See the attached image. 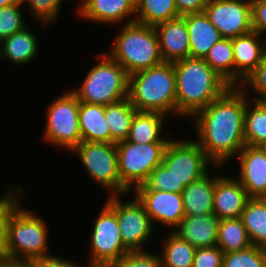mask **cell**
<instances>
[{"label":"cell","mask_w":266,"mask_h":267,"mask_svg":"<svg viewBox=\"0 0 266 267\" xmlns=\"http://www.w3.org/2000/svg\"><path fill=\"white\" fill-rule=\"evenodd\" d=\"M133 192L144 206L154 227L159 222L162 226H170L168 230L171 228L172 231L185 217L182 193L159 190H133L132 194Z\"/></svg>","instance_id":"obj_14"},{"label":"cell","mask_w":266,"mask_h":267,"mask_svg":"<svg viewBox=\"0 0 266 267\" xmlns=\"http://www.w3.org/2000/svg\"><path fill=\"white\" fill-rule=\"evenodd\" d=\"M214 175V215L219 219L238 218L249 196L235 176Z\"/></svg>","instance_id":"obj_18"},{"label":"cell","mask_w":266,"mask_h":267,"mask_svg":"<svg viewBox=\"0 0 266 267\" xmlns=\"http://www.w3.org/2000/svg\"><path fill=\"white\" fill-rule=\"evenodd\" d=\"M96 65L87 72L80 87L69 88L79 102L108 105L128 97L129 74L107 52L95 56Z\"/></svg>","instance_id":"obj_5"},{"label":"cell","mask_w":266,"mask_h":267,"mask_svg":"<svg viewBox=\"0 0 266 267\" xmlns=\"http://www.w3.org/2000/svg\"><path fill=\"white\" fill-rule=\"evenodd\" d=\"M79 126L82 142L111 143L105 105L79 102Z\"/></svg>","instance_id":"obj_25"},{"label":"cell","mask_w":266,"mask_h":267,"mask_svg":"<svg viewBox=\"0 0 266 267\" xmlns=\"http://www.w3.org/2000/svg\"><path fill=\"white\" fill-rule=\"evenodd\" d=\"M204 12L224 38L253 31L251 0H207Z\"/></svg>","instance_id":"obj_13"},{"label":"cell","mask_w":266,"mask_h":267,"mask_svg":"<svg viewBox=\"0 0 266 267\" xmlns=\"http://www.w3.org/2000/svg\"><path fill=\"white\" fill-rule=\"evenodd\" d=\"M43 140L57 149L71 152L82 142L79 126V100L69 89L46 108Z\"/></svg>","instance_id":"obj_7"},{"label":"cell","mask_w":266,"mask_h":267,"mask_svg":"<svg viewBox=\"0 0 266 267\" xmlns=\"http://www.w3.org/2000/svg\"><path fill=\"white\" fill-rule=\"evenodd\" d=\"M162 164L171 171L175 177L176 193H182L185 186L199 180L209 171V168H216L206 155L204 150L195 140L171 139L165 149ZM212 165V166H211Z\"/></svg>","instance_id":"obj_9"},{"label":"cell","mask_w":266,"mask_h":267,"mask_svg":"<svg viewBox=\"0 0 266 267\" xmlns=\"http://www.w3.org/2000/svg\"><path fill=\"white\" fill-rule=\"evenodd\" d=\"M224 252L218 246L196 248L193 267H222Z\"/></svg>","instance_id":"obj_40"},{"label":"cell","mask_w":266,"mask_h":267,"mask_svg":"<svg viewBox=\"0 0 266 267\" xmlns=\"http://www.w3.org/2000/svg\"><path fill=\"white\" fill-rule=\"evenodd\" d=\"M253 31L266 35V0H251Z\"/></svg>","instance_id":"obj_41"},{"label":"cell","mask_w":266,"mask_h":267,"mask_svg":"<svg viewBox=\"0 0 266 267\" xmlns=\"http://www.w3.org/2000/svg\"><path fill=\"white\" fill-rule=\"evenodd\" d=\"M176 76L177 117L191 119L229 87L204 60L187 57L173 62Z\"/></svg>","instance_id":"obj_2"},{"label":"cell","mask_w":266,"mask_h":267,"mask_svg":"<svg viewBox=\"0 0 266 267\" xmlns=\"http://www.w3.org/2000/svg\"><path fill=\"white\" fill-rule=\"evenodd\" d=\"M252 245L240 217L220 219L217 245L224 254L244 250Z\"/></svg>","instance_id":"obj_28"},{"label":"cell","mask_w":266,"mask_h":267,"mask_svg":"<svg viewBox=\"0 0 266 267\" xmlns=\"http://www.w3.org/2000/svg\"><path fill=\"white\" fill-rule=\"evenodd\" d=\"M219 223L214 214L185 215L172 232L195 248L212 247L217 245Z\"/></svg>","instance_id":"obj_20"},{"label":"cell","mask_w":266,"mask_h":267,"mask_svg":"<svg viewBox=\"0 0 266 267\" xmlns=\"http://www.w3.org/2000/svg\"><path fill=\"white\" fill-rule=\"evenodd\" d=\"M88 267V266H87ZM89 267H110L109 265L107 266H89Z\"/></svg>","instance_id":"obj_47"},{"label":"cell","mask_w":266,"mask_h":267,"mask_svg":"<svg viewBox=\"0 0 266 267\" xmlns=\"http://www.w3.org/2000/svg\"><path fill=\"white\" fill-rule=\"evenodd\" d=\"M20 205L8 226L7 258L23 264L52 256L49 253V229L43 217Z\"/></svg>","instance_id":"obj_6"},{"label":"cell","mask_w":266,"mask_h":267,"mask_svg":"<svg viewBox=\"0 0 266 267\" xmlns=\"http://www.w3.org/2000/svg\"><path fill=\"white\" fill-rule=\"evenodd\" d=\"M160 54L164 62L190 57L189 35L184 16L156 25Z\"/></svg>","instance_id":"obj_19"},{"label":"cell","mask_w":266,"mask_h":267,"mask_svg":"<svg viewBox=\"0 0 266 267\" xmlns=\"http://www.w3.org/2000/svg\"><path fill=\"white\" fill-rule=\"evenodd\" d=\"M167 144H140L128 140L116 143L120 180L130 192L143 185L151 172L162 163Z\"/></svg>","instance_id":"obj_10"},{"label":"cell","mask_w":266,"mask_h":267,"mask_svg":"<svg viewBox=\"0 0 266 267\" xmlns=\"http://www.w3.org/2000/svg\"><path fill=\"white\" fill-rule=\"evenodd\" d=\"M25 267H82L80 263L52 255L25 264Z\"/></svg>","instance_id":"obj_42"},{"label":"cell","mask_w":266,"mask_h":267,"mask_svg":"<svg viewBox=\"0 0 266 267\" xmlns=\"http://www.w3.org/2000/svg\"><path fill=\"white\" fill-rule=\"evenodd\" d=\"M28 28L27 25L0 41V59L12 61L16 66L27 65L35 60L39 50L38 39L35 32Z\"/></svg>","instance_id":"obj_22"},{"label":"cell","mask_w":266,"mask_h":267,"mask_svg":"<svg viewBox=\"0 0 266 267\" xmlns=\"http://www.w3.org/2000/svg\"><path fill=\"white\" fill-rule=\"evenodd\" d=\"M167 234L159 251L162 267H193L196 248L170 230Z\"/></svg>","instance_id":"obj_31"},{"label":"cell","mask_w":266,"mask_h":267,"mask_svg":"<svg viewBox=\"0 0 266 267\" xmlns=\"http://www.w3.org/2000/svg\"><path fill=\"white\" fill-rule=\"evenodd\" d=\"M246 145L260 146L266 141V103L254 99L246 102L244 112Z\"/></svg>","instance_id":"obj_30"},{"label":"cell","mask_w":266,"mask_h":267,"mask_svg":"<svg viewBox=\"0 0 266 267\" xmlns=\"http://www.w3.org/2000/svg\"><path fill=\"white\" fill-rule=\"evenodd\" d=\"M0 267H25V264L13 259L5 258L0 260Z\"/></svg>","instance_id":"obj_44"},{"label":"cell","mask_w":266,"mask_h":267,"mask_svg":"<svg viewBox=\"0 0 266 267\" xmlns=\"http://www.w3.org/2000/svg\"><path fill=\"white\" fill-rule=\"evenodd\" d=\"M178 16L204 12L207 0H174Z\"/></svg>","instance_id":"obj_43"},{"label":"cell","mask_w":266,"mask_h":267,"mask_svg":"<svg viewBox=\"0 0 266 267\" xmlns=\"http://www.w3.org/2000/svg\"><path fill=\"white\" fill-rule=\"evenodd\" d=\"M64 0H22L25 7L31 11L32 17L39 21L44 28L58 20Z\"/></svg>","instance_id":"obj_35"},{"label":"cell","mask_w":266,"mask_h":267,"mask_svg":"<svg viewBox=\"0 0 266 267\" xmlns=\"http://www.w3.org/2000/svg\"><path fill=\"white\" fill-rule=\"evenodd\" d=\"M110 267H162L160 254L147 250L129 251L119 260L112 262Z\"/></svg>","instance_id":"obj_38"},{"label":"cell","mask_w":266,"mask_h":267,"mask_svg":"<svg viewBox=\"0 0 266 267\" xmlns=\"http://www.w3.org/2000/svg\"><path fill=\"white\" fill-rule=\"evenodd\" d=\"M205 62L230 86H234V54L231 38H221L204 58Z\"/></svg>","instance_id":"obj_32"},{"label":"cell","mask_w":266,"mask_h":267,"mask_svg":"<svg viewBox=\"0 0 266 267\" xmlns=\"http://www.w3.org/2000/svg\"><path fill=\"white\" fill-rule=\"evenodd\" d=\"M240 218L252 245L266 248V198H249Z\"/></svg>","instance_id":"obj_27"},{"label":"cell","mask_w":266,"mask_h":267,"mask_svg":"<svg viewBox=\"0 0 266 267\" xmlns=\"http://www.w3.org/2000/svg\"><path fill=\"white\" fill-rule=\"evenodd\" d=\"M128 98L137 111L177 117L176 76L171 62L129 75Z\"/></svg>","instance_id":"obj_3"},{"label":"cell","mask_w":266,"mask_h":267,"mask_svg":"<svg viewBox=\"0 0 266 267\" xmlns=\"http://www.w3.org/2000/svg\"><path fill=\"white\" fill-rule=\"evenodd\" d=\"M260 148L264 151V153L266 154V141L263 142L261 145H260Z\"/></svg>","instance_id":"obj_46"},{"label":"cell","mask_w":266,"mask_h":267,"mask_svg":"<svg viewBox=\"0 0 266 267\" xmlns=\"http://www.w3.org/2000/svg\"><path fill=\"white\" fill-rule=\"evenodd\" d=\"M239 87L245 91L248 97L250 95L251 99L266 103V56Z\"/></svg>","instance_id":"obj_37"},{"label":"cell","mask_w":266,"mask_h":267,"mask_svg":"<svg viewBox=\"0 0 266 267\" xmlns=\"http://www.w3.org/2000/svg\"><path fill=\"white\" fill-rule=\"evenodd\" d=\"M222 267H266V248L251 245L241 251L226 253Z\"/></svg>","instance_id":"obj_34"},{"label":"cell","mask_w":266,"mask_h":267,"mask_svg":"<svg viewBox=\"0 0 266 267\" xmlns=\"http://www.w3.org/2000/svg\"><path fill=\"white\" fill-rule=\"evenodd\" d=\"M106 51L130 75L163 63L158 37L153 26L137 22L123 24Z\"/></svg>","instance_id":"obj_4"},{"label":"cell","mask_w":266,"mask_h":267,"mask_svg":"<svg viewBox=\"0 0 266 267\" xmlns=\"http://www.w3.org/2000/svg\"><path fill=\"white\" fill-rule=\"evenodd\" d=\"M182 197L185 215L214 214V176L207 173L199 180L185 186Z\"/></svg>","instance_id":"obj_24"},{"label":"cell","mask_w":266,"mask_h":267,"mask_svg":"<svg viewBox=\"0 0 266 267\" xmlns=\"http://www.w3.org/2000/svg\"><path fill=\"white\" fill-rule=\"evenodd\" d=\"M234 54V86H240L266 56V40L257 32L231 38Z\"/></svg>","instance_id":"obj_17"},{"label":"cell","mask_w":266,"mask_h":267,"mask_svg":"<svg viewBox=\"0 0 266 267\" xmlns=\"http://www.w3.org/2000/svg\"><path fill=\"white\" fill-rule=\"evenodd\" d=\"M137 109L129 98L105 105V120L109 127L111 143L116 144L128 138L133 117Z\"/></svg>","instance_id":"obj_26"},{"label":"cell","mask_w":266,"mask_h":267,"mask_svg":"<svg viewBox=\"0 0 266 267\" xmlns=\"http://www.w3.org/2000/svg\"><path fill=\"white\" fill-rule=\"evenodd\" d=\"M76 10L79 19L119 26L135 22L136 0H80Z\"/></svg>","instance_id":"obj_15"},{"label":"cell","mask_w":266,"mask_h":267,"mask_svg":"<svg viewBox=\"0 0 266 267\" xmlns=\"http://www.w3.org/2000/svg\"><path fill=\"white\" fill-rule=\"evenodd\" d=\"M174 0H136L135 22L153 26L177 18Z\"/></svg>","instance_id":"obj_29"},{"label":"cell","mask_w":266,"mask_h":267,"mask_svg":"<svg viewBox=\"0 0 266 267\" xmlns=\"http://www.w3.org/2000/svg\"><path fill=\"white\" fill-rule=\"evenodd\" d=\"M184 21L189 35L190 57L205 58L209 50L223 37L205 12L185 15Z\"/></svg>","instance_id":"obj_21"},{"label":"cell","mask_w":266,"mask_h":267,"mask_svg":"<svg viewBox=\"0 0 266 267\" xmlns=\"http://www.w3.org/2000/svg\"><path fill=\"white\" fill-rule=\"evenodd\" d=\"M22 8L23 3L0 8V41L27 26Z\"/></svg>","instance_id":"obj_36"},{"label":"cell","mask_w":266,"mask_h":267,"mask_svg":"<svg viewBox=\"0 0 266 267\" xmlns=\"http://www.w3.org/2000/svg\"><path fill=\"white\" fill-rule=\"evenodd\" d=\"M249 99L242 88L231 86L190 119L195 141L215 165H227L246 145L244 112Z\"/></svg>","instance_id":"obj_1"},{"label":"cell","mask_w":266,"mask_h":267,"mask_svg":"<svg viewBox=\"0 0 266 267\" xmlns=\"http://www.w3.org/2000/svg\"><path fill=\"white\" fill-rule=\"evenodd\" d=\"M121 196V197H120ZM123 195H108L104 202L117 216L124 245L130 251L146 250L143 246L152 239L155 228L144 206L134 197L122 202ZM144 244V245H143Z\"/></svg>","instance_id":"obj_11"},{"label":"cell","mask_w":266,"mask_h":267,"mask_svg":"<svg viewBox=\"0 0 266 267\" xmlns=\"http://www.w3.org/2000/svg\"><path fill=\"white\" fill-rule=\"evenodd\" d=\"M168 116L159 112L137 111L133 117L130 132L126 140L133 143H168L163 132Z\"/></svg>","instance_id":"obj_23"},{"label":"cell","mask_w":266,"mask_h":267,"mask_svg":"<svg viewBox=\"0 0 266 267\" xmlns=\"http://www.w3.org/2000/svg\"><path fill=\"white\" fill-rule=\"evenodd\" d=\"M134 190H159L176 193L175 177L162 163L150 174L148 180Z\"/></svg>","instance_id":"obj_39"},{"label":"cell","mask_w":266,"mask_h":267,"mask_svg":"<svg viewBox=\"0 0 266 267\" xmlns=\"http://www.w3.org/2000/svg\"><path fill=\"white\" fill-rule=\"evenodd\" d=\"M26 193L22 187L11 186L0 196V260L7 258L8 226L16 209L23 205L22 200ZM23 195V196H22Z\"/></svg>","instance_id":"obj_33"},{"label":"cell","mask_w":266,"mask_h":267,"mask_svg":"<svg viewBox=\"0 0 266 267\" xmlns=\"http://www.w3.org/2000/svg\"><path fill=\"white\" fill-rule=\"evenodd\" d=\"M71 152L78 155L92 181L102 189H108L109 195L125 197L131 193L120 180L116 144L81 142Z\"/></svg>","instance_id":"obj_8"},{"label":"cell","mask_w":266,"mask_h":267,"mask_svg":"<svg viewBox=\"0 0 266 267\" xmlns=\"http://www.w3.org/2000/svg\"><path fill=\"white\" fill-rule=\"evenodd\" d=\"M16 3H22V0H0V8Z\"/></svg>","instance_id":"obj_45"},{"label":"cell","mask_w":266,"mask_h":267,"mask_svg":"<svg viewBox=\"0 0 266 267\" xmlns=\"http://www.w3.org/2000/svg\"><path fill=\"white\" fill-rule=\"evenodd\" d=\"M238 181L249 198H266V154L260 146L245 145L237 155Z\"/></svg>","instance_id":"obj_16"},{"label":"cell","mask_w":266,"mask_h":267,"mask_svg":"<svg viewBox=\"0 0 266 267\" xmlns=\"http://www.w3.org/2000/svg\"><path fill=\"white\" fill-rule=\"evenodd\" d=\"M94 221L88 249L90 263L86 266L110 265L130 251L121 239L116 214L105 203Z\"/></svg>","instance_id":"obj_12"}]
</instances>
